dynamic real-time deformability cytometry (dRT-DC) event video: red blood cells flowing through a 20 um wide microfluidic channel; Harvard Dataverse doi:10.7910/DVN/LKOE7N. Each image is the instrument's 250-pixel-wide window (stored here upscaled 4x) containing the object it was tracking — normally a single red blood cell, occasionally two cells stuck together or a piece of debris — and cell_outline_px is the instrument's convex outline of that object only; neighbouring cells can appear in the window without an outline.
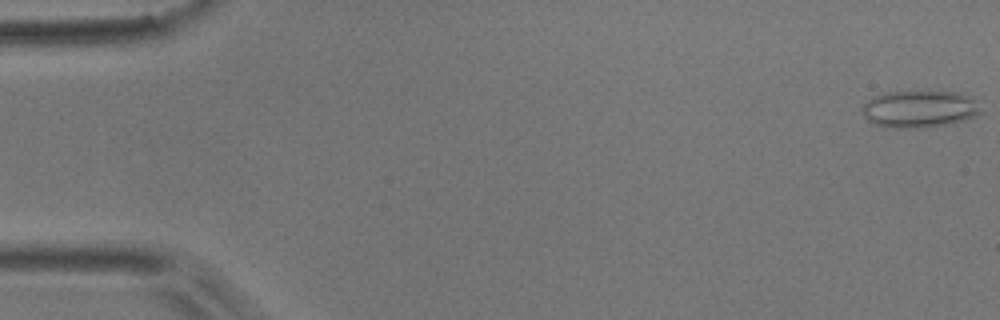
{"species": "common noctule bat (a hibernating species)", "species_latin": "Nyctalus noctula", "temperature_condition": "room temperature", "stored_images_in_passage": 6, "camera_frame_rate_fps": 3000, "um_per_image_px": 0.085, "animal": {"sex": "male", "body_mass_g": 17.9}, "frame": {"image": 1, "passage_image": 1, "time_ms": 0.0, "image_size_px": [1000, 320], "cell_outline_px": [[984, 112], [976, 116], [944, 124], [920, 128], [884, 128], [872, 124], [864, 116], [860, 108], [872, 96], [888, 92], [924, 88], [956, 92], [968, 96]], "centroid_in_image_um": [78.08, 9.22], "position_along_channel_um": 6.9, "area_um2": 26.47}}